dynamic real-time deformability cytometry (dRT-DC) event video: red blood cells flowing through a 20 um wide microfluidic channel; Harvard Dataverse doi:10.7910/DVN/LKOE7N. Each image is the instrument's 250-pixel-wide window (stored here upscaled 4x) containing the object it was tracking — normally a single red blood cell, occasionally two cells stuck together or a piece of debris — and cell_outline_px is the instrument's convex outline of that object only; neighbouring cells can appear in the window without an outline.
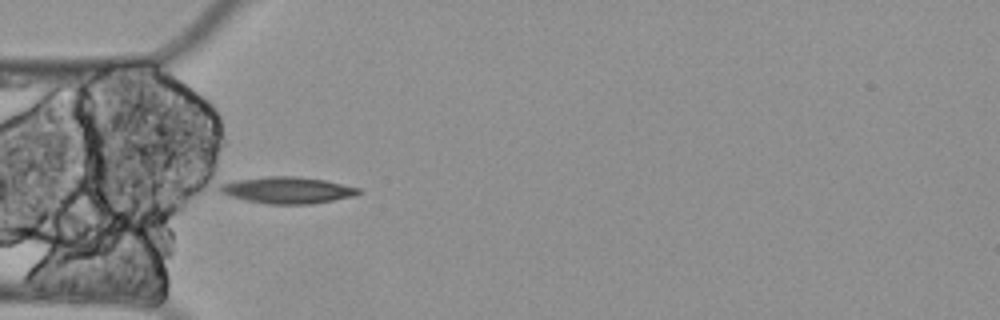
{"species": "Egyptian fruit bat (a non-hibernating species)", "species_latin": "Rousettus aegyptiacus", "temperature_condition": "cold", "stored_images_in_passage": 8, "camera_frame_rate_fps": 3000, "um_per_image_px": 0.085, "animal": {"sex": "female"}, "frame": {"image": 1, "passage_image": 4, "time_ms": 1.0, "image_size_px": [1000, 320], "cell_outline_px": [[360, 192], [356, 196], [312, 204], [268, 204], [248, 200], [232, 196], [220, 192], [216, 188], [220, 184], [236, 180], [268, 176], [296, 176], [324, 180], [360, 188]], "centroid_in_image_um": [24.44, 16.16], "position_along_channel_um": 60.6, "area_um2": 21.39}}
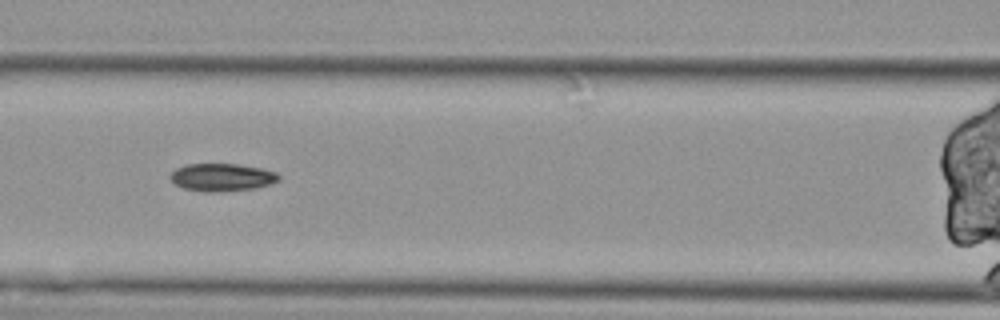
{"frame": {"image": 2, "passage_image": 6, "time_ms": 1.667, "image_size_px": [1000, 320], "cell_outline_px": [[280, 180], [256, 188], [208, 192], [184, 188], [176, 184], [168, 176], [176, 168], [184, 164], [236, 164], [260, 168], [276, 172], [280, 176]], "centroid_in_image_um": [18.85, 15.05], "position_along_channel_um": 147.8, "area_um2": 17.28}}
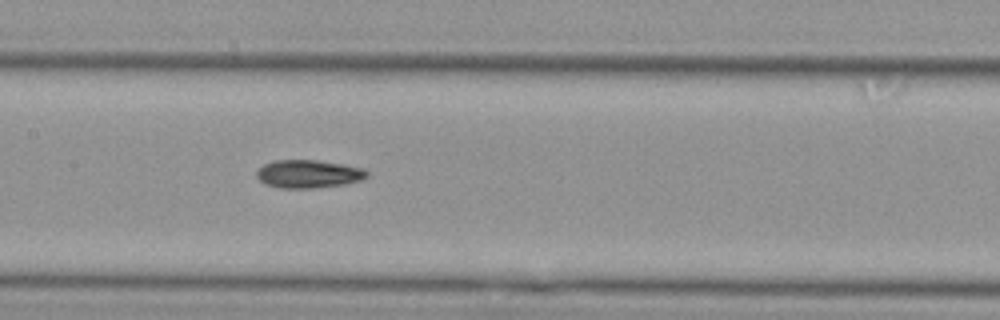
{"frame": {"image": 3, "passage_image": 7, "time_ms": 2.0, "image_size_px": [1000, 320], "cell_outline_px": [[368, 176], [360, 180], [344, 184], [312, 188], [280, 188], [264, 184], [256, 176], [256, 172], [264, 164], [272, 160], [316, 160], [344, 164], [364, 168], [368, 172]], "centroid_in_image_um": [26.21, 14.78], "position_along_channel_um": 181.2, "area_um2": 18.09}}